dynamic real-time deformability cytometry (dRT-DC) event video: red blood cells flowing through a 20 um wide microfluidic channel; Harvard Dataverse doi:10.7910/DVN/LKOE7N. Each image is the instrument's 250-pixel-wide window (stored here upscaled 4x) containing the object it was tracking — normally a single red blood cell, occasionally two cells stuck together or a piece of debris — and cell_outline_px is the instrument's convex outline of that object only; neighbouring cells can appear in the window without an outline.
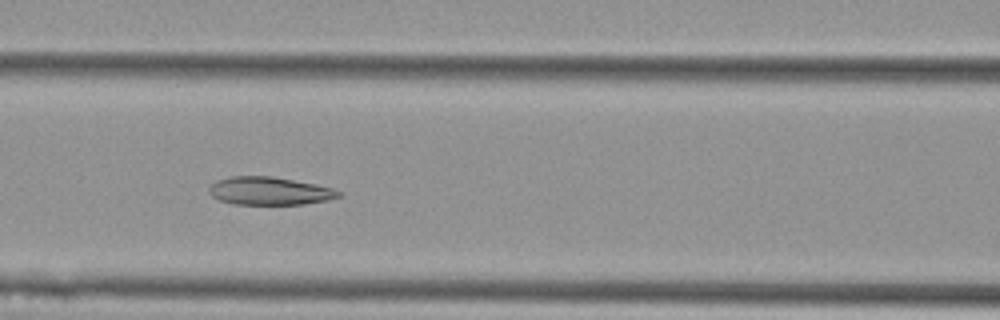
{"species": "Egyptian fruit bat (a non-hibernating species)", "species_latin": "Rousettus aegyptiacus", "temperature_condition": "cold", "stored_images_in_passage": 8, "camera_frame_rate_fps": 3000, "um_per_image_px": 0.085, "animal": {"sex": "female"}, "frame": {"image": 1, "passage_image": 5, "time_ms": 1.333, "image_size_px": [1000, 320], "cell_outline_px": [[340, 196], [328, 200], [304, 204], [232, 204], [220, 200], [212, 196], [208, 192], [208, 188], [216, 180], [232, 176], [272, 176], [316, 184], [332, 188], [340, 192]], "centroid_in_image_um": [22.88, 16.23], "position_along_channel_um": 143.7, "area_um2": 21.1}}
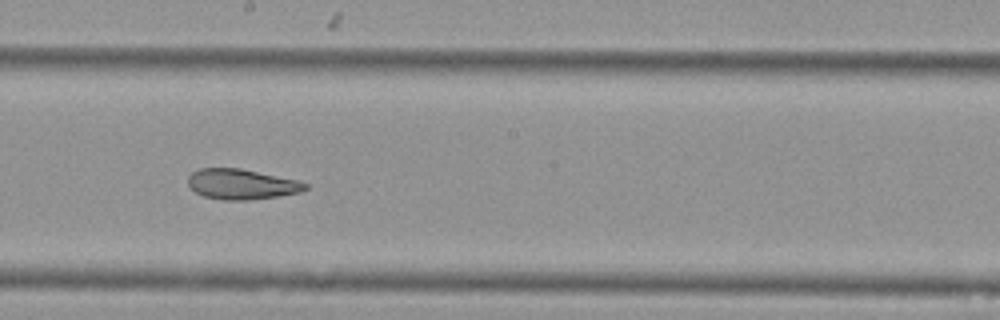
{"frame": {"image": 2, "passage_image": 7, "time_ms": 2.0, "image_size_px": [1000, 320], "cell_outline_px": [[308, 188], [300, 192], [276, 196], [248, 200], [224, 200], [204, 196], [196, 192], [188, 184], [188, 176], [192, 172], [200, 168], [240, 168], [296, 180], [308, 184]], "centroid_in_image_um": [20.51, 15.65], "position_along_channel_um": 227.7, "area_um2": 20.46}}
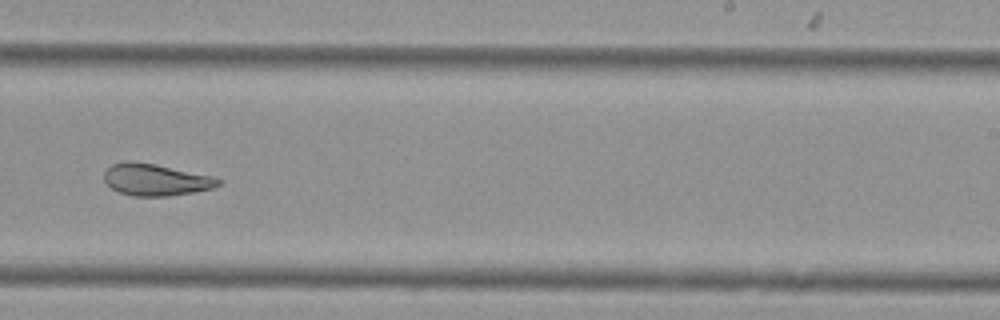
{"frame": {"image": 3, "passage_image": 8, "time_ms": 2.333, "image_size_px": [1000, 320], "cell_outline_px": [[220, 184], [212, 188], [192, 192], [168, 196], [132, 196], [120, 192], [112, 188], [104, 180], [104, 172], [112, 164], [124, 160], [132, 160], [156, 164], [212, 176], [220, 180]], "centroid_in_image_um": [13.19, 15.26], "position_along_channel_um": 275.8, "area_um2": 21.1}}